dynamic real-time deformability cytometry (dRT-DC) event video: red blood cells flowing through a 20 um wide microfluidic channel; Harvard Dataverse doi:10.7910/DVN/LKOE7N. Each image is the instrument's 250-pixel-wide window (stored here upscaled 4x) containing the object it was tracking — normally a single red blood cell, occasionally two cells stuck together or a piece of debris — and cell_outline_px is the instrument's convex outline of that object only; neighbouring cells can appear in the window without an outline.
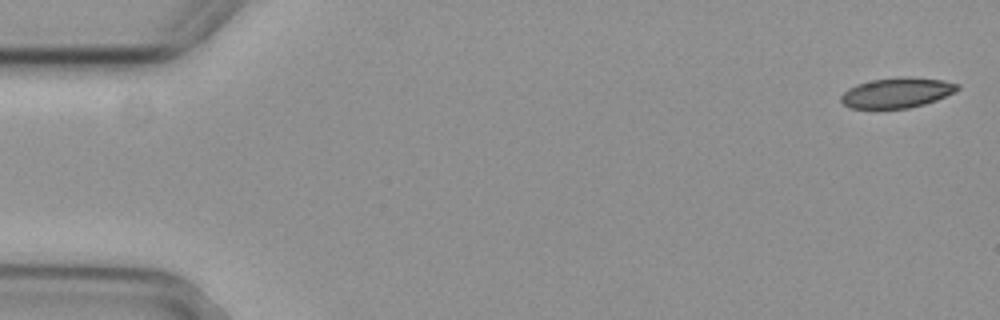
{"species": "common noctule bat (a hibernating species)", "species_latin": "Nyctalus noctula", "temperature_condition": "cold", "stored_images_in_passage": 4, "camera_frame_rate_fps": 3000, "um_per_image_px": 0.085, "animal": {"sex": "female", "body_mass_g": 29.2, "forearm_length_mm": 56.3}, "frame": {"image": 1, "passage_image": 1, "time_ms": 0.0, "image_size_px": [1000, 320], "cell_outline_px": [[960, 88], [956, 92], [936, 100], [924, 104], [908, 108], [848, 108], [840, 100], [840, 96], [848, 88], [856, 84], [872, 80], [896, 76], [908, 76], [944, 80], [960, 84]], "centroid_in_image_um": [76.26, 7.86], "position_along_channel_um": 8.7, "area_um2": 20.75}}